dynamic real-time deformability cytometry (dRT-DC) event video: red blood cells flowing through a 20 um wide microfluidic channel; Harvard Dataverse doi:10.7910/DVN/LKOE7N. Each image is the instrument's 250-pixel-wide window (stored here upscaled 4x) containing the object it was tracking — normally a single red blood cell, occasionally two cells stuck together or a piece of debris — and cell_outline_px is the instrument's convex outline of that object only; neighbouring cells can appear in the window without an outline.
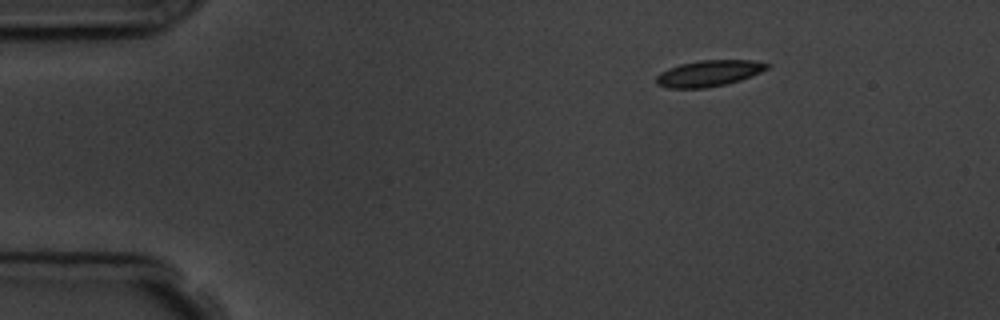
{"species": "common noctule bat (a hibernating species)", "species_latin": "Nyctalus noctula", "temperature_condition": "room temperature", "stored_images_in_passage": 4, "camera_frame_rate_fps": 3000, "um_per_image_px": 0.085, "animal": {"sex": "male", "body_mass_g": 19.5, "forearm_length_mm": 54.6}, "frame": {"image": 1, "passage_image": 1, "time_ms": 0.0, "image_size_px": [1000, 320], "cell_outline_px": [[772, 64], [768, 68], [752, 76], [728, 84], [704, 88], [668, 88], [656, 84], [656, 76], [660, 72], [668, 68], [680, 64], [700, 60], [752, 60]], "centroid_in_image_um": [60.25, 6.23], "position_along_channel_um": 24.7, "area_um2": 16.99}}
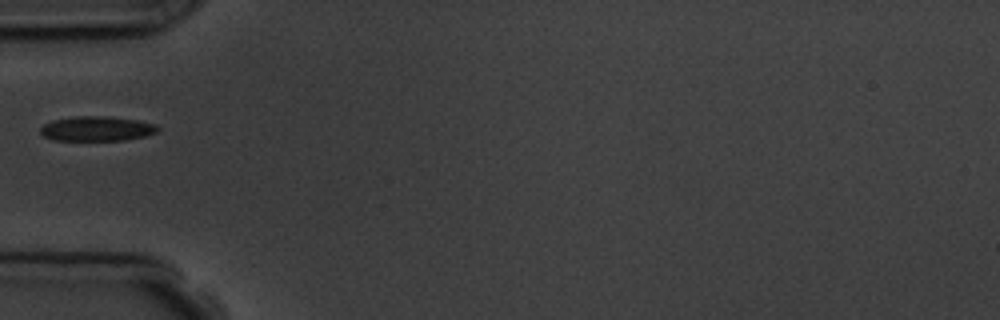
{"frame": {"image": 2, "passage_image": 4, "time_ms": 3.333, "image_size_px": [1000, 320], "cell_outline_px": [[160, 128], [156, 132], [144, 136], [124, 140], [52, 140], [44, 136], [40, 132], [40, 128], [44, 124], [52, 120], [76, 116], [108, 116], [136, 120], [156, 124]], "centroid_in_image_um": [8.21, 10.93], "position_along_channel_um": 76.8, "area_um2": 16.88}}